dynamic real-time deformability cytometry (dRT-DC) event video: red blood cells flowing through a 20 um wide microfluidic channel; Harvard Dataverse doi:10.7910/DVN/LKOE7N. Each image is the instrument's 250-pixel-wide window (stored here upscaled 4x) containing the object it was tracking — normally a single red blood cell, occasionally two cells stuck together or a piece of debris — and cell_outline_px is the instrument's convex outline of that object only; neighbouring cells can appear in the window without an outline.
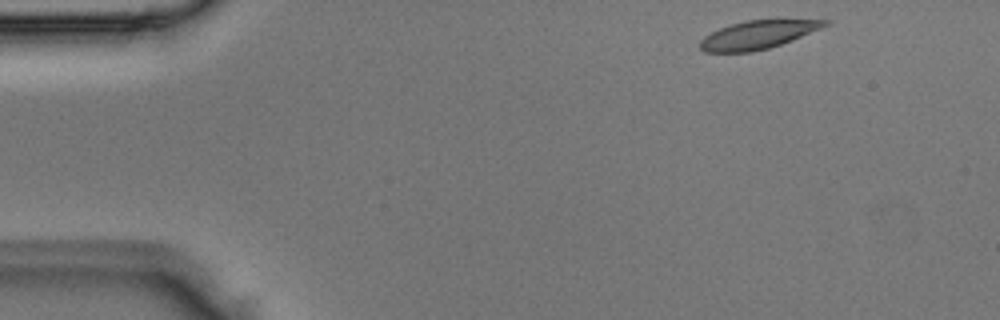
{"species": "Egyptian fruit bat (a non-hibernating species)", "species_latin": "Rousettus aegyptiacus", "temperature_condition": "room temperature", "stored_images_in_passage": 3, "camera_frame_rate_fps": 3000, "um_per_image_px": 0.085, "animal": {"sex": "male"}, "frame": {"image": 1, "passage_image": 1, "time_ms": 0.0, "image_size_px": [1000, 320], "cell_outline_px": [[832, 20], [828, 24], [820, 28], [792, 40], [768, 48], [752, 52], [704, 52], [700, 48], [700, 40], [704, 36], [720, 28], [732, 24], [748, 20], [776, 16]], "centroid_in_image_um": [64.51, 2.89], "position_along_channel_um": 20.5, "area_um2": 21.39}}